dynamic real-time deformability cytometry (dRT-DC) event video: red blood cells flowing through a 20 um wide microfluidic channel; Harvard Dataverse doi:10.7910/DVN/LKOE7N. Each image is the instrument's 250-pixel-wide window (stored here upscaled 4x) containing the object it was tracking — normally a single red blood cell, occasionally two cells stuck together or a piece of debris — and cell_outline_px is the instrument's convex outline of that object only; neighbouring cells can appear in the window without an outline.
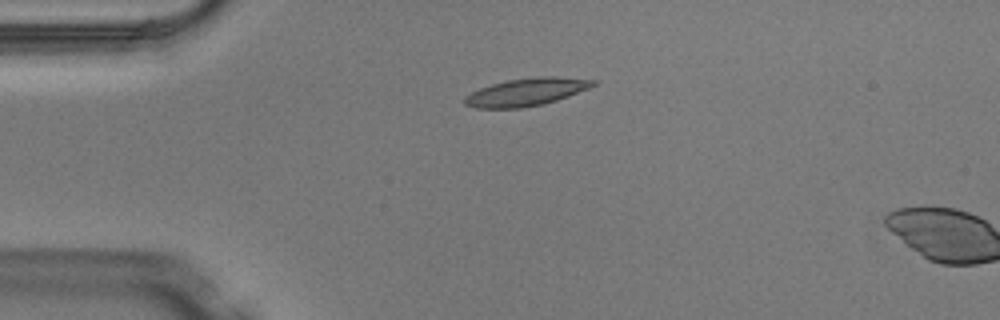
{"species": "Egyptian fruit bat (a non-hibernating species)", "species_latin": "Rousettus aegyptiacus", "temperature_condition": "warm", "stored_images_in_passage": 4, "camera_frame_rate_fps": 3000, "um_per_image_px": 0.085, "animal": {"sex": "male"}, "frame": {"image": 1, "passage_image": 3, "time_ms": 0.667, "image_size_px": [1000, 320], "cell_outline_px": [[596, 84], [588, 88], [568, 96], [544, 104], [520, 108], [476, 108], [464, 104], [464, 96], [480, 88], [492, 84], [508, 80], [536, 76], [552, 76], [596, 80]], "centroid_in_image_um": [44.71, 7.82], "position_along_channel_um": 40.3, "area_um2": 20.58}}